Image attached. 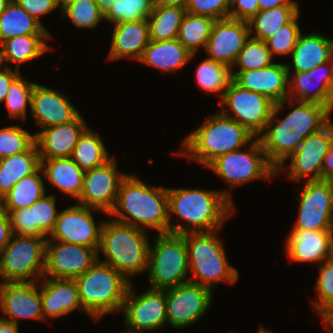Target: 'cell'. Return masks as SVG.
I'll use <instances>...</instances> for the list:
<instances>
[{"instance_id": "8fae6325", "label": "cell", "mask_w": 333, "mask_h": 333, "mask_svg": "<svg viewBox=\"0 0 333 333\" xmlns=\"http://www.w3.org/2000/svg\"><path fill=\"white\" fill-rule=\"evenodd\" d=\"M275 104L268 97L244 89L232 80L221 99L220 109L223 115L237 121L255 137H259L272 117ZM227 106L234 116L226 113L224 108Z\"/></svg>"}, {"instance_id": "7dc6e473", "label": "cell", "mask_w": 333, "mask_h": 333, "mask_svg": "<svg viewBox=\"0 0 333 333\" xmlns=\"http://www.w3.org/2000/svg\"><path fill=\"white\" fill-rule=\"evenodd\" d=\"M298 18L299 14L290 23L280 27L275 35L265 41L272 56L274 54L291 55L301 33L300 27L297 24Z\"/></svg>"}, {"instance_id": "52a82bcc", "label": "cell", "mask_w": 333, "mask_h": 333, "mask_svg": "<svg viewBox=\"0 0 333 333\" xmlns=\"http://www.w3.org/2000/svg\"><path fill=\"white\" fill-rule=\"evenodd\" d=\"M218 232L219 230L183 234L187 246L189 272L192 273L190 282L211 291L219 282L227 281L233 284L239 277L237 269L227 260L223 243L216 236Z\"/></svg>"}, {"instance_id": "91938a15", "label": "cell", "mask_w": 333, "mask_h": 333, "mask_svg": "<svg viewBox=\"0 0 333 333\" xmlns=\"http://www.w3.org/2000/svg\"><path fill=\"white\" fill-rule=\"evenodd\" d=\"M98 5L99 11L105 15L116 0H94Z\"/></svg>"}, {"instance_id": "3957f363", "label": "cell", "mask_w": 333, "mask_h": 333, "mask_svg": "<svg viewBox=\"0 0 333 333\" xmlns=\"http://www.w3.org/2000/svg\"><path fill=\"white\" fill-rule=\"evenodd\" d=\"M140 229H157L158 234L170 232L167 188L151 187L136 176L126 174L120 184L117 201L108 216Z\"/></svg>"}, {"instance_id": "9f6ffc18", "label": "cell", "mask_w": 333, "mask_h": 333, "mask_svg": "<svg viewBox=\"0 0 333 333\" xmlns=\"http://www.w3.org/2000/svg\"><path fill=\"white\" fill-rule=\"evenodd\" d=\"M259 9L266 10L279 7L282 5H299L298 2L294 0H257Z\"/></svg>"}, {"instance_id": "83f0119b", "label": "cell", "mask_w": 333, "mask_h": 333, "mask_svg": "<svg viewBox=\"0 0 333 333\" xmlns=\"http://www.w3.org/2000/svg\"><path fill=\"white\" fill-rule=\"evenodd\" d=\"M291 56L294 72L310 71L333 58V39L318 33H300Z\"/></svg>"}, {"instance_id": "e7e4bbea", "label": "cell", "mask_w": 333, "mask_h": 333, "mask_svg": "<svg viewBox=\"0 0 333 333\" xmlns=\"http://www.w3.org/2000/svg\"><path fill=\"white\" fill-rule=\"evenodd\" d=\"M10 1L11 0H0V15L5 11Z\"/></svg>"}, {"instance_id": "4316f807", "label": "cell", "mask_w": 333, "mask_h": 333, "mask_svg": "<svg viewBox=\"0 0 333 333\" xmlns=\"http://www.w3.org/2000/svg\"><path fill=\"white\" fill-rule=\"evenodd\" d=\"M149 41L147 19L115 23L108 59L129 57L139 61Z\"/></svg>"}, {"instance_id": "44dd1931", "label": "cell", "mask_w": 333, "mask_h": 333, "mask_svg": "<svg viewBox=\"0 0 333 333\" xmlns=\"http://www.w3.org/2000/svg\"><path fill=\"white\" fill-rule=\"evenodd\" d=\"M292 79L293 80H290L291 83L290 81L288 83V99H294V102L300 101L317 103L327 107L330 111H332L333 58L324 64L316 66L310 71L295 72ZM317 80H321L320 84L317 83ZM314 83L318 87V89H316L313 93L312 90L316 87Z\"/></svg>"}, {"instance_id": "6125c7cd", "label": "cell", "mask_w": 333, "mask_h": 333, "mask_svg": "<svg viewBox=\"0 0 333 333\" xmlns=\"http://www.w3.org/2000/svg\"><path fill=\"white\" fill-rule=\"evenodd\" d=\"M76 0H56L58 7L63 10L69 4L73 3Z\"/></svg>"}, {"instance_id": "e575fe53", "label": "cell", "mask_w": 333, "mask_h": 333, "mask_svg": "<svg viewBox=\"0 0 333 333\" xmlns=\"http://www.w3.org/2000/svg\"><path fill=\"white\" fill-rule=\"evenodd\" d=\"M299 5H282L259 11L248 21L250 32L255 29V39L266 41L276 34L283 25L290 23L299 14Z\"/></svg>"}, {"instance_id": "484cf974", "label": "cell", "mask_w": 333, "mask_h": 333, "mask_svg": "<svg viewBox=\"0 0 333 333\" xmlns=\"http://www.w3.org/2000/svg\"><path fill=\"white\" fill-rule=\"evenodd\" d=\"M42 278L45 279L40 286L44 321L47 317L58 318L67 315L76 308L82 310L81 312L84 311L74 279Z\"/></svg>"}, {"instance_id": "c3c4849f", "label": "cell", "mask_w": 333, "mask_h": 333, "mask_svg": "<svg viewBox=\"0 0 333 333\" xmlns=\"http://www.w3.org/2000/svg\"><path fill=\"white\" fill-rule=\"evenodd\" d=\"M230 0H189L186 12L215 20L229 18Z\"/></svg>"}, {"instance_id": "9c48e42d", "label": "cell", "mask_w": 333, "mask_h": 333, "mask_svg": "<svg viewBox=\"0 0 333 333\" xmlns=\"http://www.w3.org/2000/svg\"><path fill=\"white\" fill-rule=\"evenodd\" d=\"M46 241V237L13 234L0 251L2 283L37 282L42 278L45 270Z\"/></svg>"}, {"instance_id": "74e56055", "label": "cell", "mask_w": 333, "mask_h": 333, "mask_svg": "<svg viewBox=\"0 0 333 333\" xmlns=\"http://www.w3.org/2000/svg\"><path fill=\"white\" fill-rule=\"evenodd\" d=\"M214 22L215 19L211 17L186 12L179 27L177 39L189 52L196 54L200 46L205 49Z\"/></svg>"}, {"instance_id": "680465c9", "label": "cell", "mask_w": 333, "mask_h": 333, "mask_svg": "<svg viewBox=\"0 0 333 333\" xmlns=\"http://www.w3.org/2000/svg\"><path fill=\"white\" fill-rule=\"evenodd\" d=\"M0 333H19L18 325L0 318Z\"/></svg>"}, {"instance_id": "f35d334b", "label": "cell", "mask_w": 333, "mask_h": 333, "mask_svg": "<svg viewBox=\"0 0 333 333\" xmlns=\"http://www.w3.org/2000/svg\"><path fill=\"white\" fill-rule=\"evenodd\" d=\"M195 74L200 88L208 93H217L220 99L232 81L231 69L209 58L198 64Z\"/></svg>"}, {"instance_id": "6f0895ef", "label": "cell", "mask_w": 333, "mask_h": 333, "mask_svg": "<svg viewBox=\"0 0 333 333\" xmlns=\"http://www.w3.org/2000/svg\"><path fill=\"white\" fill-rule=\"evenodd\" d=\"M189 0H154V5L157 6H173L186 9Z\"/></svg>"}, {"instance_id": "f546056e", "label": "cell", "mask_w": 333, "mask_h": 333, "mask_svg": "<svg viewBox=\"0 0 333 333\" xmlns=\"http://www.w3.org/2000/svg\"><path fill=\"white\" fill-rule=\"evenodd\" d=\"M42 176L60 189L63 193L79 199L82 188L84 171L69 158L41 159Z\"/></svg>"}, {"instance_id": "f6af8a7d", "label": "cell", "mask_w": 333, "mask_h": 333, "mask_svg": "<svg viewBox=\"0 0 333 333\" xmlns=\"http://www.w3.org/2000/svg\"><path fill=\"white\" fill-rule=\"evenodd\" d=\"M61 13L79 28L92 29L102 19L104 20V15L99 11L94 0H76L65 7Z\"/></svg>"}, {"instance_id": "f1b7e54d", "label": "cell", "mask_w": 333, "mask_h": 333, "mask_svg": "<svg viewBox=\"0 0 333 333\" xmlns=\"http://www.w3.org/2000/svg\"><path fill=\"white\" fill-rule=\"evenodd\" d=\"M194 55L178 39L150 40L139 62L158 68L162 72H170L182 68Z\"/></svg>"}, {"instance_id": "d590c367", "label": "cell", "mask_w": 333, "mask_h": 333, "mask_svg": "<svg viewBox=\"0 0 333 333\" xmlns=\"http://www.w3.org/2000/svg\"><path fill=\"white\" fill-rule=\"evenodd\" d=\"M70 158L86 172L104 165L112 157H109L100 135L87 127L79 136Z\"/></svg>"}, {"instance_id": "277c9868", "label": "cell", "mask_w": 333, "mask_h": 333, "mask_svg": "<svg viewBox=\"0 0 333 333\" xmlns=\"http://www.w3.org/2000/svg\"><path fill=\"white\" fill-rule=\"evenodd\" d=\"M256 138L237 121L222 113L210 116L203 125L193 130L182 143L181 154L207 167L214 159L237 151Z\"/></svg>"}, {"instance_id": "f5cc1de1", "label": "cell", "mask_w": 333, "mask_h": 333, "mask_svg": "<svg viewBox=\"0 0 333 333\" xmlns=\"http://www.w3.org/2000/svg\"><path fill=\"white\" fill-rule=\"evenodd\" d=\"M12 235L9 215L0 203V251L10 241Z\"/></svg>"}, {"instance_id": "836d02e7", "label": "cell", "mask_w": 333, "mask_h": 333, "mask_svg": "<svg viewBox=\"0 0 333 333\" xmlns=\"http://www.w3.org/2000/svg\"><path fill=\"white\" fill-rule=\"evenodd\" d=\"M41 167L31 175L21 178L13 188L5 194L0 203L5 211H13L30 207L46 193L43 180L39 174Z\"/></svg>"}, {"instance_id": "f907efd6", "label": "cell", "mask_w": 333, "mask_h": 333, "mask_svg": "<svg viewBox=\"0 0 333 333\" xmlns=\"http://www.w3.org/2000/svg\"><path fill=\"white\" fill-rule=\"evenodd\" d=\"M259 11L257 0H230L229 18L248 22Z\"/></svg>"}, {"instance_id": "94428289", "label": "cell", "mask_w": 333, "mask_h": 333, "mask_svg": "<svg viewBox=\"0 0 333 333\" xmlns=\"http://www.w3.org/2000/svg\"><path fill=\"white\" fill-rule=\"evenodd\" d=\"M326 324V329L329 330L330 328L333 329V312H331L323 321ZM330 325V327H328ZM330 329V332L333 330Z\"/></svg>"}, {"instance_id": "ba28073f", "label": "cell", "mask_w": 333, "mask_h": 333, "mask_svg": "<svg viewBox=\"0 0 333 333\" xmlns=\"http://www.w3.org/2000/svg\"><path fill=\"white\" fill-rule=\"evenodd\" d=\"M149 246L148 279L152 289L165 290L190 282L189 261L182 234L161 233ZM187 277V278H186Z\"/></svg>"}, {"instance_id": "db71d44e", "label": "cell", "mask_w": 333, "mask_h": 333, "mask_svg": "<svg viewBox=\"0 0 333 333\" xmlns=\"http://www.w3.org/2000/svg\"><path fill=\"white\" fill-rule=\"evenodd\" d=\"M20 74V71H13L10 67L0 72V103L4 102L12 81Z\"/></svg>"}, {"instance_id": "7402d4cb", "label": "cell", "mask_w": 333, "mask_h": 333, "mask_svg": "<svg viewBox=\"0 0 333 333\" xmlns=\"http://www.w3.org/2000/svg\"><path fill=\"white\" fill-rule=\"evenodd\" d=\"M37 282L0 283V307L7 317L3 319L18 323V318L44 320L42 299Z\"/></svg>"}, {"instance_id": "7bdbcfd3", "label": "cell", "mask_w": 333, "mask_h": 333, "mask_svg": "<svg viewBox=\"0 0 333 333\" xmlns=\"http://www.w3.org/2000/svg\"><path fill=\"white\" fill-rule=\"evenodd\" d=\"M316 283L318 301L312 302L314 309L325 319L333 311V258L319 264Z\"/></svg>"}, {"instance_id": "03108f58", "label": "cell", "mask_w": 333, "mask_h": 333, "mask_svg": "<svg viewBox=\"0 0 333 333\" xmlns=\"http://www.w3.org/2000/svg\"><path fill=\"white\" fill-rule=\"evenodd\" d=\"M257 333H270L268 330H265L263 328H260Z\"/></svg>"}, {"instance_id": "e0dca14e", "label": "cell", "mask_w": 333, "mask_h": 333, "mask_svg": "<svg viewBox=\"0 0 333 333\" xmlns=\"http://www.w3.org/2000/svg\"><path fill=\"white\" fill-rule=\"evenodd\" d=\"M98 253L93 247L46 241L43 277L75 279L98 260Z\"/></svg>"}, {"instance_id": "be15d7a7", "label": "cell", "mask_w": 333, "mask_h": 333, "mask_svg": "<svg viewBox=\"0 0 333 333\" xmlns=\"http://www.w3.org/2000/svg\"><path fill=\"white\" fill-rule=\"evenodd\" d=\"M3 62H6V58L4 56V51H3V48H2V45H1L0 46V72L9 68L7 65L4 68H2V63ZM2 69H4V70H2Z\"/></svg>"}, {"instance_id": "d6986e66", "label": "cell", "mask_w": 333, "mask_h": 333, "mask_svg": "<svg viewBox=\"0 0 333 333\" xmlns=\"http://www.w3.org/2000/svg\"><path fill=\"white\" fill-rule=\"evenodd\" d=\"M250 35L248 22L232 18L218 19L212 26L204 50L209 54V59L232 69Z\"/></svg>"}, {"instance_id": "1f68e13d", "label": "cell", "mask_w": 333, "mask_h": 333, "mask_svg": "<svg viewBox=\"0 0 333 333\" xmlns=\"http://www.w3.org/2000/svg\"><path fill=\"white\" fill-rule=\"evenodd\" d=\"M24 35H51L44 25L32 17L15 0L0 15V42Z\"/></svg>"}, {"instance_id": "ee69618b", "label": "cell", "mask_w": 333, "mask_h": 333, "mask_svg": "<svg viewBox=\"0 0 333 333\" xmlns=\"http://www.w3.org/2000/svg\"><path fill=\"white\" fill-rule=\"evenodd\" d=\"M35 143L30 134L19 125L0 129V159L27 151Z\"/></svg>"}, {"instance_id": "cb8c5ba5", "label": "cell", "mask_w": 333, "mask_h": 333, "mask_svg": "<svg viewBox=\"0 0 333 333\" xmlns=\"http://www.w3.org/2000/svg\"><path fill=\"white\" fill-rule=\"evenodd\" d=\"M285 246L291 261L321 264L333 258V230L292 229Z\"/></svg>"}, {"instance_id": "8d00e7d4", "label": "cell", "mask_w": 333, "mask_h": 333, "mask_svg": "<svg viewBox=\"0 0 333 333\" xmlns=\"http://www.w3.org/2000/svg\"><path fill=\"white\" fill-rule=\"evenodd\" d=\"M186 9L173 6L154 5L147 18L149 38L153 41L177 39L179 27Z\"/></svg>"}, {"instance_id": "ab89813d", "label": "cell", "mask_w": 333, "mask_h": 333, "mask_svg": "<svg viewBox=\"0 0 333 333\" xmlns=\"http://www.w3.org/2000/svg\"><path fill=\"white\" fill-rule=\"evenodd\" d=\"M154 7V0H116L104 19L115 23L147 19Z\"/></svg>"}, {"instance_id": "bcb514c9", "label": "cell", "mask_w": 333, "mask_h": 333, "mask_svg": "<svg viewBox=\"0 0 333 333\" xmlns=\"http://www.w3.org/2000/svg\"><path fill=\"white\" fill-rule=\"evenodd\" d=\"M56 200L54 195L46 194L33 203L34 224H36V236L46 237L55 228L59 212H56Z\"/></svg>"}, {"instance_id": "4dcf8cb0", "label": "cell", "mask_w": 333, "mask_h": 333, "mask_svg": "<svg viewBox=\"0 0 333 333\" xmlns=\"http://www.w3.org/2000/svg\"><path fill=\"white\" fill-rule=\"evenodd\" d=\"M41 167L36 142L27 150L0 159V199L23 177L35 173Z\"/></svg>"}, {"instance_id": "11a10c76", "label": "cell", "mask_w": 333, "mask_h": 333, "mask_svg": "<svg viewBox=\"0 0 333 333\" xmlns=\"http://www.w3.org/2000/svg\"><path fill=\"white\" fill-rule=\"evenodd\" d=\"M322 181L333 183V143L331 144L322 165Z\"/></svg>"}, {"instance_id": "681fc988", "label": "cell", "mask_w": 333, "mask_h": 333, "mask_svg": "<svg viewBox=\"0 0 333 333\" xmlns=\"http://www.w3.org/2000/svg\"><path fill=\"white\" fill-rule=\"evenodd\" d=\"M9 215L12 233L14 235L36 236L33 207L6 211Z\"/></svg>"}, {"instance_id": "2e32d148", "label": "cell", "mask_w": 333, "mask_h": 333, "mask_svg": "<svg viewBox=\"0 0 333 333\" xmlns=\"http://www.w3.org/2000/svg\"><path fill=\"white\" fill-rule=\"evenodd\" d=\"M93 210L97 209L75 204L59 212L51 238L47 241L93 247L98 251L104 221L96 225Z\"/></svg>"}, {"instance_id": "5b68a950", "label": "cell", "mask_w": 333, "mask_h": 333, "mask_svg": "<svg viewBox=\"0 0 333 333\" xmlns=\"http://www.w3.org/2000/svg\"><path fill=\"white\" fill-rule=\"evenodd\" d=\"M149 246L143 229L112 219L104 221L98 251L105 259L100 262L112 266L131 283L129 276L147 271Z\"/></svg>"}, {"instance_id": "816d5d0a", "label": "cell", "mask_w": 333, "mask_h": 333, "mask_svg": "<svg viewBox=\"0 0 333 333\" xmlns=\"http://www.w3.org/2000/svg\"><path fill=\"white\" fill-rule=\"evenodd\" d=\"M16 3L21 6L26 12L32 17L38 20L40 23L39 16L48 14L59 8L56 0H15Z\"/></svg>"}, {"instance_id": "7a4b0ae2", "label": "cell", "mask_w": 333, "mask_h": 333, "mask_svg": "<svg viewBox=\"0 0 333 333\" xmlns=\"http://www.w3.org/2000/svg\"><path fill=\"white\" fill-rule=\"evenodd\" d=\"M169 221L175 214L187 225L170 224V233L186 234L220 230L224 221L234 215L230 192L192 188H168ZM172 213V214H171ZM190 226L192 227L190 229ZM189 228V229H188Z\"/></svg>"}, {"instance_id": "603a6c76", "label": "cell", "mask_w": 333, "mask_h": 333, "mask_svg": "<svg viewBox=\"0 0 333 333\" xmlns=\"http://www.w3.org/2000/svg\"><path fill=\"white\" fill-rule=\"evenodd\" d=\"M31 112L41 129L74 120L80 112L58 90L35 83L31 96Z\"/></svg>"}, {"instance_id": "d4e9b609", "label": "cell", "mask_w": 333, "mask_h": 333, "mask_svg": "<svg viewBox=\"0 0 333 333\" xmlns=\"http://www.w3.org/2000/svg\"><path fill=\"white\" fill-rule=\"evenodd\" d=\"M81 114L74 120L40 130L35 134L40 159L69 158L79 136L87 128Z\"/></svg>"}, {"instance_id": "60d3db41", "label": "cell", "mask_w": 333, "mask_h": 333, "mask_svg": "<svg viewBox=\"0 0 333 333\" xmlns=\"http://www.w3.org/2000/svg\"><path fill=\"white\" fill-rule=\"evenodd\" d=\"M272 60L273 56L267 44L250 36L240 51L234 66L237 65L238 71H250L270 66L273 64Z\"/></svg>"}, {"instance_id": "9a60e30c", "label": "cell", "mask_w": 333, "mask_h": 333, "mask_svg": "<svg viewBox=\"0 0 333 333\" xmlns=\"http://www.w3.org/2000/svg\"><path fill=\"white\" fill-rule=\"evenodd\" d=\"M212 291L188 282L166 289L167 322L174 328H185L198 321L208 310Z\"/></svg>"}, {"instance_id": "ac0fdd59", "label": "cell", "mask_w": 333, "mask_h": 333, "mask_svg": "<svg viewBox=\"0 0 333 333\" xmlns=\"http://www.w3.org/2000/svg\"><path fill=\"white\" fill-rule=\"evenodd\" d=\"M333 143V123L330 121L320 131L307 136L298 149L289 157L291 160L288 177L292 180L322 181V165Z\"/></svg>"}, {"instance_id": "d6a6232c", "label": "cell", "mask_w": 333, "mask_h": 333, "mask_svg": "<svg viewBox=\"0 0 333 333\" xmlns=\"http://www.w3.org/2000/svg\"><path fill=\"white\" fill-rule=\"evenodd\" d=\"M51 35H24L7 39L1 43L7 62L15 63L16 70L22 63L42 56L50 50L45 39H51Z\"/></svg>"}, {"instance_id": "5bb4252c", "label": "cell", "mask_w": 333, "mask_h": 333, "mask_svg": "<svg viewBox=\"0 0 333 333\" xmlns=\"http://www.w3.org/2000/svg\"><path fill=\"white\" fill-rule=\"evenodd\" d=\"M120 173L113 156L104 165L86 171L77 204L97 209L108 216L117 201L120 184L126 177Z\"/></svg>"}, {"instance_id": "4fadbf2b", "label": "cell", "mask_w": 333, "mask_h": 333, "mask_svg": "<svg viewBox=\"0 0 333 333\" xmlns=\"http://www.w3.org/2000/svg\"><path fill=\"white\" fill-rule=\"evenodd\" d=\"M298 219L293 229L333 230V183L329 181H306L297 197Z\"/></svg>"}, {"instance_id": "30bf717a", "label": "cell", "mask_w": 333, "mask_h": 333, "mask_svg": "<svg viewBox=\"0 0 333 333\" xmlns=\"http://www.w3.org/2000/svg\"><path fill=\"white\" fill-rule=\"evenodd\" d=\"M249 147V152L239 149L221 155L207 168L234 188L252 180L276 176V169L268 162L259 138L250 142Z\"/></svg>"}, {"instance_id": "7c38bea8", "label": "cell", "mask_w": 333, "mask_h": 333, "mask_svg": "<svg viewBox=\"0 0 333 333\" xmlns=\"http://www.w3.org/2000/svg\"><path fill=\"white\" fill-rule=\"evenodd\" d=\"M133 290L131 283L121 309L129 327L127 332L145 333L163 327L167 322L166 289L151 288L138 296Z\"/></svg>"}, {"instance_id": "ffe728a7", "label": "cell", "mask_w": 333, "mask_h": 333, "mask_svg": "<svg viewBox=\"0 0 333 333\" xmlns=\"http://www.w3.org/2000/svg\"><path fill=\"white\" fill-rule=\"evenodd\" d=\"M290 69V64L273 63L250 71H235L232 68L231 75L232 80L240 87L260 93L274 103H280L288 99Z\"/></svg>"}, {"instance_id": "6da1fadb", "label": "cell", "mask_w": 333, "mask_h": 333, "mask_svg": "<svg viewBox=\"0 0 333 333\" xmlns=\"http://www.w3.org/2000/svg\"><path fill=\"white\" fill-rule=\"evenodd\" d=\"M287 101L289 106L294 108L284 119L277 118L276 121L275 116L283 110ZM294 105L291 99L276 103L272 117L258 137L268 162L276 169V175L283 171L286 159L298 149L307 136L320 131L331 121V111L323 105L300 101L298 106Z\"/></svg>"}, {"instance_id": "8992f818", "label": "cell", "mask_w": 333, "mask_h": 333, "mask_svg": "<svg viewBox=\"0 0 333 333\" xmlns=\"http://www.w3.org/2000/svg\"><path fill=\"white\" fill-rule=\"evenodd\" d=\"M82 309L92 319L121 311L130 282L112 266L98 260L76 277Z\"/></svg>"}, {"instance_id": "b9f144b4", "label": "cell", "mask_w": 333, "mask_h": 333, "mask_svg": "<svg viewBox=\"0 0 333 333\" xmlns=\"http://www.w3.org/2000/svg\"><path fill=\"white\" fill-rule=\"evenodd\" d=\"M34 85V82L27 81L21 74L12 81L5 99V104L11 118L26 119V108L27 104L31 106Z\"/></svg>"}]
</instances>
